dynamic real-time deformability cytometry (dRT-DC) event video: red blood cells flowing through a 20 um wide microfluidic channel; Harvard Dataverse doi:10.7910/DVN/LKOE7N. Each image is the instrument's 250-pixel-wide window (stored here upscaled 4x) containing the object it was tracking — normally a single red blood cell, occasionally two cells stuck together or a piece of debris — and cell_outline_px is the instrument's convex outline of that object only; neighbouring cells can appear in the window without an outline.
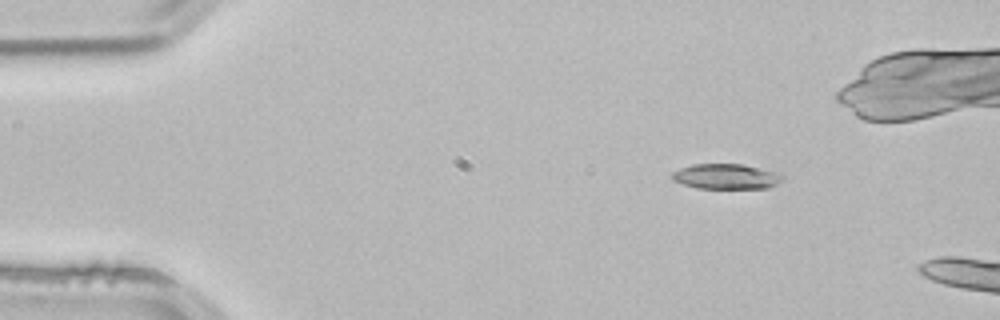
{"species": "common noctule bat (a hibernating species)", "species_latin": "Nyctalus noctula", "temperature_condition": "room temperature", "stored_images_in_passage": 3, "camera_frame_rate_fps": 3000, "um_per_image_px": 0.085, "animal": {"sex": "male", "body_mass_g": 21.5, "forearm_length_mm": 52.0}, "frame": {"image": 1, "passage_image": 1, "time_ms": 0.0, "image_size_px": [1000, 320], "cell_outline_px": [[784, 180], [768, 188], [696, 188], [680, 184], [672, 180], [672, 172], [680, 168], [692, 164], [744, 164], [780, 172], [784, 176]], "centroid_in_image_um": [61.74, 14.99], "position_along_channel_um": 23.3, "area_um2": 16.53}}